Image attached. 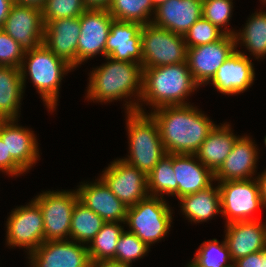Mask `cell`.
Masks as SVG:
<instances>
[{"mask_svg":"<svg viewBox=\"0 0 266 267\" xmlns=\"http://www.w3.org/2000/svg\"><path fill=\"white\" fill-rule=\"evenodd\" d=\"M156 120L167 154H195L216 126L194 105L162 106L149 112Z\"/></svg>","mask_w":266,"mask_h":267,"instance_id":"1","label":"cell"},{"mask_svg":"<svg viewBox=\"0 0 266 267\" xmlns=\"http://www.w3.org/2000/svg\"><path fill=\"white\" fill-rule=\"evenodd\" d=\"M105 59L107 62L92 68L89 73L85 99L105 104L124 98L125 112L137 111L142 93L141 64L110 57Z\"/></svg>","mask_w":266,"mask_h":267,"instance_id":"2","label":"cell"},{"mask_svg":"<svg viewBox=\"0 0 266 267\" xmlns=\"http://www.w3.org/2000/svg\"><path fill=\"white\" fill-rule=\"evenodd\" d=\"M197 88L200 89L187 62L142 68V93L137 111L146 113L145 105L154 110L162 106L189 104L187 97L198 91Z\"/></svg>","mask_w":266,"mask_h":267,"instance_id":"3","label":"cell"},{"mask_svg":"<svg viewBox=\"0 0 266 267\" xmlns=\"http://www.w3.org/2000/svg\"><path fill=\"white\" fill-rule=\"evenodd\" d=\"M74 70L64 59L56 56L44 44L36 49L26 51L20 66L23 89L26 79H30L39 93L44 106L54 112L58 105L59 91L64 75Z\"/></svg>","mask_w":266,"mask_h":267,"instance_id":"4","label":"cell"},{"mask_svg":"<svg viewBox=\"0 0 266 267\" xmlns=\"http://www.w3.org/2000/svg\"><path fill=\"white\" fill-rule=\"evenodd\" d=\"M129 154L121 158L128 165L149 174L167 154L156 120L146 112H125Z\"/></svg>","mask_w":266,"mask_h":267,"instance_id":"5","label":"cell"},{"mask_svg":"<svg viewBox=\"0 0 266 267\" xmlns=\"http://www.w3.org/2000/svg\"><path fill=\"white\" fill-rule=\"evenodd\" d=\"M171 209L164 198L148 196L128 207L125 225L129 232L151 247L169 234L173 223Z\"/></svg>","mask_w":266,"mask_h":267,"instance_id":"6","label":"cell"},{"mask_svg":"<svg viewBox=\"0 0 266 267\" xmlns=\"http://www.w3.org/2000/svg\"><path fill=\"white\" fill-rule=\"evenodd\" d=\"M142 68L186 62L187 46L184 36L155 25H143L141 30Z\"/></svg>","mask_w":266,"mask_h":267,"instance_id":"7","label":"cell"},{"mask_svg":"<svg viewBox=\"0 0 266 267\" xmlns=\"http://www.w3.org/2000/svg\"><path fill=\"white\" fill-rule=\"evenodd\" d=\"M220 192L221 214L225 218V224L257 220L254 217L261 208L259 184L256 178L247 180H228L217 182Z\"/></svg>","mask_w":266,"mask_h":267,"instance_id":"8","label":"cell"},{"mask_svg":"<svg viewBox=\"0 0 266 267\" xmlns=\"http://www.w3.org/2000/svg\"><path fill=\"white\" fill-rule=\"evenodd\" d=\"M33 200L43 214L44 241L70 240L72 211L79 200L77 191H42Z\"/></svg>","mask_w":266,"mask_h":267,"instance_id":"9","label":"cell"},{"mask_svg":"<svg viewBox=\"0 0 266 267\" xmlns=\"http://www.w3.org/2000/svg\"><path fill=\"white\" fill-rule=\"evenodd\" d=\"M6 225V245L26 249L28 254L44 241L43 214L32 199L11 210Z\"/></svg>","mask_w":266,"mask_h":267,"instance_id":"10","label":"cell"},{"mask_svg":"<svg viewBox=\"0 0 266 267\" xmlns=\"http://www.w3.org/2000/svg\"><path fill=\"white\" fill-rule=\"evenodd\" d=\"M100 176L115 196L130 207L149 196L147 175L128 165L122 159H114Z\"/></svg>","mask_w":266,"mask_h":267,"instance_id":"11","label":"cell"},{"mask_svg":"<svg viewBox=\"0 0 266 267\" xmlns=\"http://www.w3.org/2000/svg\"><path fill=\"white\" fill-rule=\"evenodd\" d=\"M235 50V37L228 34L216 42L187 48L186 62L194 81L200 87L206 85Z\"/></svg>","mask_w":266,"mask_h":267,"instance_id":"12","label":"cell"},{"mask_svg":"<svg viewBox=\"0 0 266 267\" xmlns=\"http://www.w3.org/2000/svg\"><path fill=\"white\" fill-rule=\"evenodd\" d=\"M29 267H89L88 247L73 240L43 241L29 252Z\"/></svg>","mask_w":266,"mask_h":267,"instance_id":"13","label":"cell"},{"mask_svg":"<svg viewBox=\"0 0 266 267\" xmlns=\"http://www.w3.org/2000/svg\"><path fill=\"white\" fill-rule=\"evenodd\" d=\"M113 20L108 10L87 9L80 15L77 67L98 54L105 57V45Z\"/></svg>","mask_w":266,"mask_h":267,"instance_id":"14","label":"cell"},{"mask_svg":"<svg viewBox=\"0 0 266 267\" xmlns=\"http://www.w3.org/2000/svg\"><path fill=\"white\" fill-rule=\"evenodd\" d=\"M44 27L41 8L14 3L2 29L26 52L43 44Z\"/></svg>","mask_w":266,"mask_h":267,"instance_id":"15","label":"cell"},{"mask_svg":"<svg viewBox=\"0 0 266 267\" xmlns=\"http://www.w3.org/2000/svg\"><path fill=\"white\" fill-rule=\"evenodd\" d=\"M247 53L236 50L218 68L213 78L206 84L224 95L244 93L255 80V68Z\"/></svg>","mask_w":266,"mask_h":267,"instance_id":"16","label":"cell"},{"mask_svg":"<svg viewBox=\"0 0 266 267\" xmlns=\"http://www.w3.org/2000/svg\"><path fill=\"white\" fill-rule=\"evenodd\" d=\"M34 131L20 126L18 119L0 120V138L6 144L7 155L26 171L40 159L39 143Z\"/></svg>","mask_w":266,"mask_h":267,"instance_id":"17","label":"cell"},{"mask_svg":"<svg viewBox=\"0 0 266 267\" xmlns=\"http://www.w3.org/2000/svg\"><path fill=\"white\" fill-rule=\"evenodd\" d=\"M81 183L76 188L81 203L105 222H125L128 206L115 196L100 177L94 182Z\"/></svg>","mask_w":266,"mask_h":267,"instance_id":"18","label":"cell"},{"mask_svg":"<svg viewBox=\"0 0 266 267\" xmlns=\"http://www.w3.org/2000/svg\"><path fill=\"white\" fill-rule=\"evenodd\" d=\"M136 22L113 20L105 45V57L142 64L141 30Z\"/></svg>","mask_w":266,"mask_h":267,"instance_id":"19","label":"cell"},{"mask_svg":"<svg viewBox=\"0 0 266 267\" xmlns=\"http://www.w3.org/2000/svg\"><path fill=\"white\" fill-rule=\"evenodd\" d=\"M258 150L257 145L248 134L240 136L223 164L214 173V180L224 182L256 178L253 176L257 172Z\"/></svg>","mask_w":266,"mask_h":267,"instance_id":"20","label":"cell"},{"mask_svg":"<svg viewBox=\"0 0 266 267\" xmlns=\"http://www.w3.org/2000/svg\"><path fill=\"white\" fill-rule=\"evenodd\" d=\"M79 36L80 16L59 18L45 23L43 44L76 69Z\"/></svg>","mask_w":266,"mask_h":267,"instance_id":"21","label":"cell"},{"mask_svg":"<svg viewBox=\"0 0 266 267\" xmlns=\"http://www.w3.org/2000/svg\"><path fill=\"white\" fill-rule=\"evenodd\" d=\"M225 242L233 262L266 248L264 221L247 220L225 224Z\"/></svg>","mask_w":266,"mask_h":267,"instance_id":"22","label":"cell"},{"mask_svg":"<svg viewBox=\"0 0 266 267\" xmlns=\"http://www.w3.org/2000/svg\"><path fill=\"white\" fill-rule=\"evenodd\" d=\"M152 17L153 25L184 36L202 17V0H167Z\"/></svg>","mask_w":266,"mask_h":267,"instance_id":"23","label":"cell"},{"mask_svg":"<svg viewBox=\"0 0 266 267\" xmlns=\"http://www.w3.org/2000/svg\"><path fill=\"white\" fill-rule=\"evenodd\" d=\"M177 199L204 190L213 184L214 173L195 154H172Z\"/></svg>","mask_w":266,"mask_h":267,"instance_id":"24","label":"cell"},{"mask_svg":"<svg viewBox=\"0 0 266 267\" xmlns=\"http://www.w3.org/2000/svg\"><path fill=\"white\" fill-rule=\"evenodd\" d=\"M233 131L229 122L216 125L195 153L197 159L213 173L223 164L232 151L236 140L240 137L235 135Z\"/></svg>","mask_w":266,"mask_h":267,"instance_id":"25","label":"cell"},{"mask_svg":"<svg viewBox=\"0 0 266 267\" xmlns=\"http://www.w3.org/2000/svg\"><path fill=\"white\" fill-rule=\"evenodd\" d=\"M181 212L188 222L203 223L221 214L220 192L218 185L185 195L178 199Z\"/></svg>","mask_w":266,"mask_h":267,"instance_id":"26","label":"cell"},{"mask_svg":"<svg viewBox=\"0 0 266 267\" xmlns=\"http://www.w3.org/2000/svg\"><path fill=\"white\" fill-rule=\"evenodd\" d=\"M23 95L20 68L0 66V120L20 117Z\"/></svg>","mask_w":266,"mask_h":267,"instance_id":"27","label":"cell"},{"mask_svg":"<svg viewBox=\"0 0 266 267\" xmlns=\"http://www.w3.org/2000/svg\"><path fill=\"white\" fill-rule=\"evenodd\" d=\"M243 29L236 31L235 45L245 46L251 56L257 59L266 57V11L256 10L243 25ZM263 57V58H262Z\"/></svg>","mask_w":266,"mask_h":267,"instance_id":"28","label":"cell"},{"mask_svg":"<svg viewBox=\"0 0 266 267\" xmlns=\"http://www.w3.org/2000/svg\"><path fill=\"white\" fill-rule=\"evenodd\" d=\"M104 223L98 214L78 200L72 211L70 240L88 246Z\"/></svg>","mask_w":266,"mask_h":267,"instance_id":"29","label":"cell"},{"mask_svg":"<svg viewBox=\"0 0 266 267\" xmlns=\"http://www.w3.org/2000/svg\"><path fill=\"white\" fill-rule=\"evenodd\" d=\"M125 222H105L94 239L88 244L90 261L113 260L117 241L124 232Z\"/></svg>","mask_w":266,"mask_h":267,"instance_id":"30","label":"cell"},{"mask_svg":"<svg viewBox=\"0 0 266 267\" xmlns=\"http://www.w3.org/2000/svg\"><path fill=\"white\" fill-rule=\"evenodd\" d=\"M177 188L178 183L175 182V172L172 166V154H165L153 170L147 174L149 196L164 198L166 194L177 198Z\"/></svg>","mask_w":266,"mask_h":267,"instance_id":"31","label":"cell"},{"mask_svg":"<svg viewBox=\"0 0 266 267\" xmlns=\"http://www.w3.org/2000/svg\"><path fill=\"white\" fill-rule=\"evenodd\" d=\"M108 12L115 20L146 25L152 23L155 8L151 0H112Z\"/></svg>","mask_w":266,"mask_h":267,"instance_id":"32","label":"cell"},{"mask_svg":"<svg viewBox=\"0 0 266 267\" xmlns=\"http://www.w3.org/2000/svg\"><path fill=\"white\" fill-rule=\"evenodd\" d=\"M187 267H233V260L225 240L204 241Z\"/></svg>","mask_w":266,"mask_h":267,"instance_id":"33","label":"cell"},{"mask_svg":"<svg viewBox=\"0 0 266 267\" xmlns=\"http://www.w3.org/2000/svg\"><path fill=\"white\" fill-rule=\"evenodd\" d=\"M149 251L150 247L145 242L141 241L134 233L124 230L117 241L113 261L132 267L133 262L144 258Z\"/></svg>","mask_w":266,"mask_h":267,"instance_id":"34","label":"cell"},{"mask_svg":"<svg viewBox=\"0 0 266 267\" xmlns=\"http://www.w3.org/2000/svg\"><path fill=\"white\" fill-rule=\"evenodd\" d=\"M233 0H202V17L225 34L235 35L237 30L227 28L232 18Z\"/></svg>","mask_w":266,"mask_h":267,"instance_id":"35","label":"cell"},{"mask_svg":"<svg viewBox=\"0 0 266 267\" xmlns=\"http://www.w3.org/2000/svg\"><path fill=\"white\" fill-rule=\"evenodd\" d=\"M41 10L45 24L59 18L79 17L87 8L83 0H46Z\"/></svg>","mask_w":266,"mask_h":267,"instance_id":"36","label":"cell"},{"mask_svg":"<svg viewBox=\"0 0 266 267\" xmlns=\"http://www.w3.org/2000/svg\"><path fill=\"white\" fill-rule=\"evenodd\" d=\"M225 33L208 20L201 17L184 35L187 48L210 44L220 40Z\"/></svg>","mask_w":266,"mask_h":267,"instance_id":"37","label":"cell"},{"mask_svg":"<svg viewBox=\"0 0 266 267\" xmlns=\"http://www.w3.org/2000/svg\"><path fill=\"white\" fill-rule=\"evenodd\" d=\"M24 50L3 29H0V66L20 68Z\"/></svg>","mask_w":266,"mask_h":267,"instance_id":"38","label":"cell"},{"mask_svg":"<svg viewBox=\"0 0 266 267\" xmlns=\"http://www.w3.org/2000/svg\"><path fill=\"white\" fill-rule=\"evenodd\" d=\"M0 171L8 176H21L27 173L12 157L7 155L6 144L0 138Z\"/></svg>","mask_w":266,"mask_h":267,"instance_id":"39","label":"cell"},{"mask_svg":"<svg viewBox=\"0 0 266 267\" xmlns=\"http://www.w3.org/2000/svg\"><path fill=\"white\" fill-rule=\"evenodd\" d=\"M233 267H266L264 250L254 252L233 262Z\"/></svg>","mask_w":266,"mask_h":267,"instance_id":"40","label":"cell"},{"mask_svg":"<svg viewBox=\"0 0 266 267\" xmlns=\"http://www.w3.org/2000/svg\"><path fill=\"white\" fill-rule=\"evenodd\" d=\"M13 4V0H0V29L3 28Z\"/></svg>","mask_w":266,"mask_h":267,"instance_id":"41","label":"cell"},{"mask_svg":"<svg viewBox=\"0 0 266 267\" xmlns=\"http://www.w3.org/2000/svg\"><path fill=\"white\" fill-rule=\"evenodd\" d=\"M87 9L108 10L112 0H83Z\"/></svg>","mask_w":266,"mask_h":267,"instance_id":"42","label":"cell"},{"mask_svg":"<svg viewBox=\"0 0 266 267\" xmlns=\"http://www.w3.org/2000/svg\"><path fill=\"white\" fill-rule=\"evenodd\" d=\"M255 177L259 184L262 205L266 209V169Z\"/></svg>","mask_w":266,"mask_h":267,"instance_id":"43","label":"cell"},{"mask_svg":"<svg viewBox=\"0 0 266 267\" xmlns=\"http://www.w3.org/2000/svg\"><path fill=\"white\" fill-rule=\"evenodd\" d=\"M89 267H131L113 260L91 261Z\"/></svg>","mask_w":266,"mask_h":267,"instance_id":"44","label":"cell"},{"mask_svg":"<svg viewBox=\"0 0 266 267\" xmlns=\"http://www.w3.org/2000/svg\"><path fill=\"white\" fill-rule=\"evenodd\" d=\"M13 1L16 4L34 6L38 8H42L46 2V0H13Z\"/></svg>","mask_w":266,"mask_h":267,"instance_id":"45","label":"cell"},{"mask_svg":"<svg viewBox=\"0 0 266 267\" xmlns=\"http://www.w3.org/2000/svg\"><path fill=\"white\" fill-rule=\"evenodd\" d=\"M154 8H157L160 4L165 3L167 0H151Z\"/></svg>","mask_w":266,"mask_h":267,"instance_id":"46","label":"cell"},{"mask_svg":"<svg viewBox=\"0 0 266 267\" xmlns=\"http://www.w3.org/2000/svg\"><path fill=\"white\" fill-rule=\"evenodd\" d=\"M261 2L263 3V5H266V0H261Z\"/></svg>","mask_w":266,"mask_h":267,"instance_id":"47","label":"cell"},{"mask_svg":"<svg viewBox=\"0 0 266 267\" xmlns=\"http://www.w3.org/2000/svg\"><path fill=\"white\" fill-rule=\"evenodd\" d=\"M264 144H265V147H266V136H265V138H264Z\"/></svg>","mask_w":266,"mask_h":267,"instance_id":"48","label":"cell"}]
</instances>
